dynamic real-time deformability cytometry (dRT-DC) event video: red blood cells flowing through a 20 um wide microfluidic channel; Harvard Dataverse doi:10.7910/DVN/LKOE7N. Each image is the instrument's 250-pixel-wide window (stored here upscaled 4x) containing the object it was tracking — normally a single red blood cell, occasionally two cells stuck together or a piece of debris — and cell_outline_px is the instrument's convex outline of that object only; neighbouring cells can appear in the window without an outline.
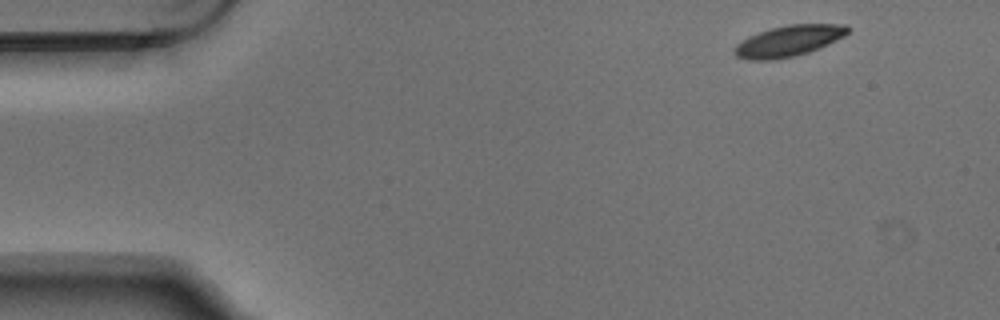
{"species": "Egyptian fruit bat (a non-hibernating species)", "species_latin": "Rousettus aegyptiacus", "temperature_condition": "warm", "stored_images_in_passage": 3, "camera_frame_rate_fps": 3000, "um_per_image_px": 0.085, "animal": {"sex": "male"}, "frame": {"image": 1, "passage_image": 1, "time_ms": 0.0, "image_size_px": [1000, 320], "cell_outline_px": [[848, 32], [844, 36], [820, 48], [808, 52], [776, 60], [748, 60], [736, 56], [732, 52], [736, 44], [748, 36], [772, 28], [788, 24], [844, 24], [848, 28]], "centroid_in_image_um": [67.0, 3.49], "position_along_channel_um": 18.0, "area_um2": 20.4}}